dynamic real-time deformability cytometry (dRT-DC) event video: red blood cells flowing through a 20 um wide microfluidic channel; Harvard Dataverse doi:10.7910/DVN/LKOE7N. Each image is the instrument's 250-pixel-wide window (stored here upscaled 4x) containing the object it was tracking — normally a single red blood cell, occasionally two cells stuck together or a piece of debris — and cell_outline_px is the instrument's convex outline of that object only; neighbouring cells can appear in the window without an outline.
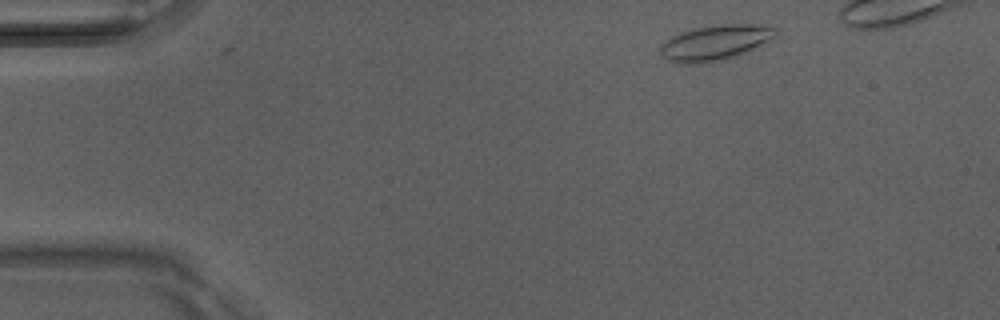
{"species": "Egyptian fruit bat (a non-hibernating species)", "species_latin": "Rousettus aegyptiacus", "temperature_condition": "room temperature", "stored_images_in_passage": 40, "camera_frame_rate_fps": 3000, "um_per_image_px": 0.085, "animal": {"sex": "male"}, "frame": {"image": 1, "passage_image": 3, "time_ms": 0.667, "image_size_px": [1000, 320], "cell_outline_px": [[776, 36], [768, 40], [740, 52], [728, 56], [712, 60], [688, 64], [684, 64], [668, 60], [660, 52], [660, 48], [672, 36], [680, 32], [696, 28], [720, 24], [752, 24], [776, 28]], "centroid_in_image_um": [60.73, 3.58], "position_along_channel_um": 24.3, "area_um2": 22.25}}
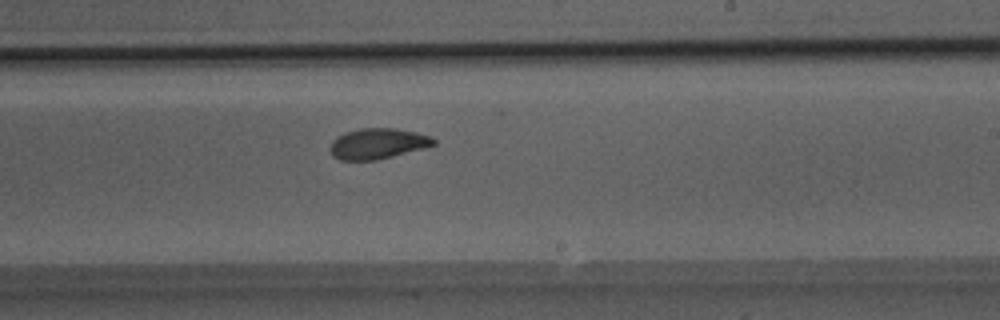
{"frame": {"image": 2, "passage_image": 26, "time_ms": 8.333, "image_size_px": [1000, 320], "cell_outline_px": [[436, 144], [424, 148], [376, 160], [340, 160], [332, 156], [328, 148], [332, 140], [336, 136], [360, 128], [396, 128], [416, 132], [432, 136], [436, 140]], "centroid_in_image_um": [32.09, 12.2], "position_along_channel_um": 256.9, "area_um2": 18.61}}
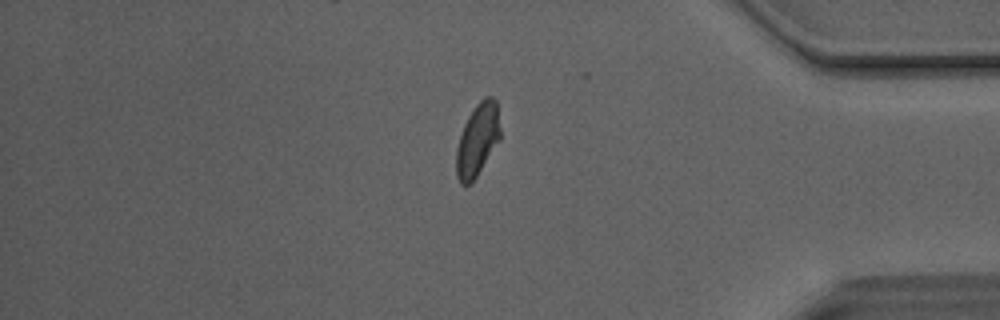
{"frame": {"image": 3, "passage_image": 38, "time_ms": 12.333, "image_size_px": [1000, 320], "cell_outline_px": [[500, 140], [476, 176], [468, 184], [460, 184], [456, 176], [456, 148], [464, 124], [468, 116], [476, 104], [484, 96], [492, 96], [496, 100], [500, 128]], "centroid_in_image_um": [40.59, 11.86], "position_along_channel_um": 394.6, "area_um2": 18.5}}